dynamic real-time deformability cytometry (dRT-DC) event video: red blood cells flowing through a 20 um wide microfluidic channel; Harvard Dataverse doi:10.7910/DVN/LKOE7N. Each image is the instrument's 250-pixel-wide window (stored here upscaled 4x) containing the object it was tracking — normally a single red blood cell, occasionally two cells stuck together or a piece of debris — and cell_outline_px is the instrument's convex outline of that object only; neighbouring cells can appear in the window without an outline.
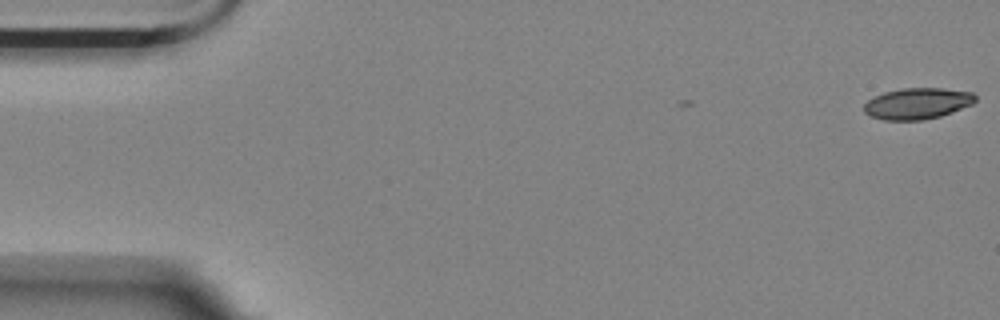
{"species": "Egyptian fruit bat (a non-hibernating species)", "species_latin": "Rousettus aegyptiacus", "temperature_condition": "room temperature", "stored_images_in_passage": 57, "camera_frame_rate_fps": 3000, "um_per_image_px": 0.085, "animal": {"sex": "female"}, "frame": {"image": 1, "passage_image": 1, "time_ms": 0.0, "image_size_px": [1000, 320], "cell_outline_px": [[972, 100], [968, 104], [948, 112], [936, 116], [912, 120], [896, 120], [876, 116], [868, 112], [864, 108], [872, 100], [880, 96], [892, 92], [920, 88], [928, 88], [964, 92], [972, 96]], "centroid_in_image_um": [77.96, 8.81], "position_along_channel_um": 7.0, "area_um2": 17.63}}
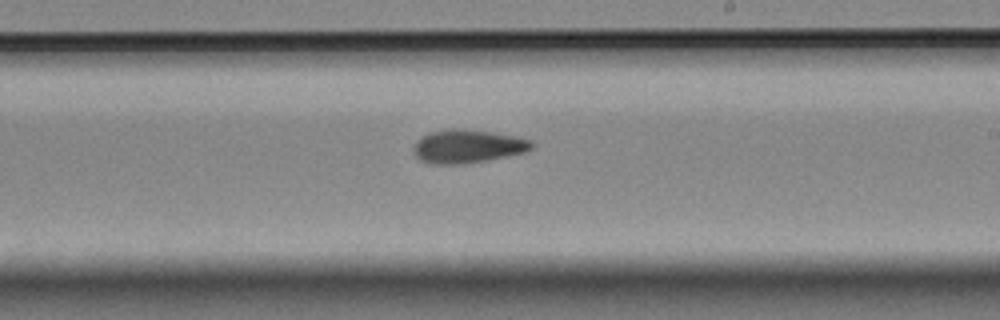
{"frame": {"image": 2, "passage_image": 33, "time_ms": 10.667, "image_size_px": [1000, 320], "cell_outline_px": [[528, 144], [524, 148], [512, 152], [492, 156], [468, 160], [432, 160], [424, 156], [420, 152], [420, 144], [424, 140], [432, 136], [456, 132], [460, 132], [492, 136], [520, 140]], "centroid_in_image_um": [39.73, 12.45], "position_along_channel_um": 249.3, "area_um2": 15.84}}
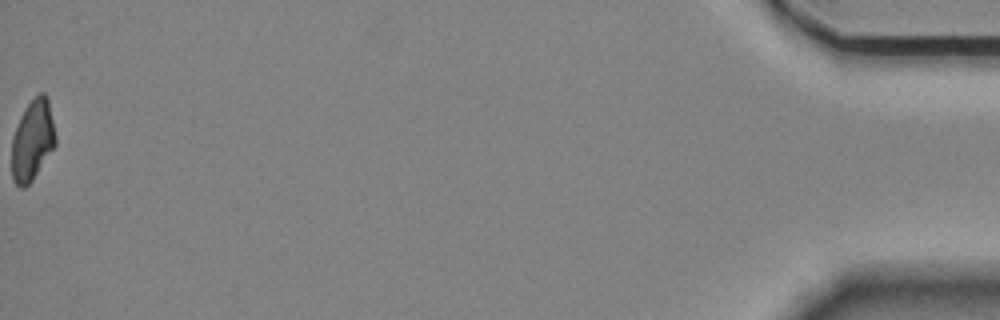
{"frame": {"image": 3, "passage_image": 57, "time_ms": 18.667, "image_size_px": [1000, 320], "cell_outline_px": [[52, 148], [28, 184], [16, 184], [12, 172], [12, 144], [20, 120], [24, 112], [32, 100], [36, 96], [44, 96], [48, 108], [52, 124]], "centroid_in_image_um": [2.7, 11.98], "position_along_channel_um": 432.5, "area_um2": 18.09}}